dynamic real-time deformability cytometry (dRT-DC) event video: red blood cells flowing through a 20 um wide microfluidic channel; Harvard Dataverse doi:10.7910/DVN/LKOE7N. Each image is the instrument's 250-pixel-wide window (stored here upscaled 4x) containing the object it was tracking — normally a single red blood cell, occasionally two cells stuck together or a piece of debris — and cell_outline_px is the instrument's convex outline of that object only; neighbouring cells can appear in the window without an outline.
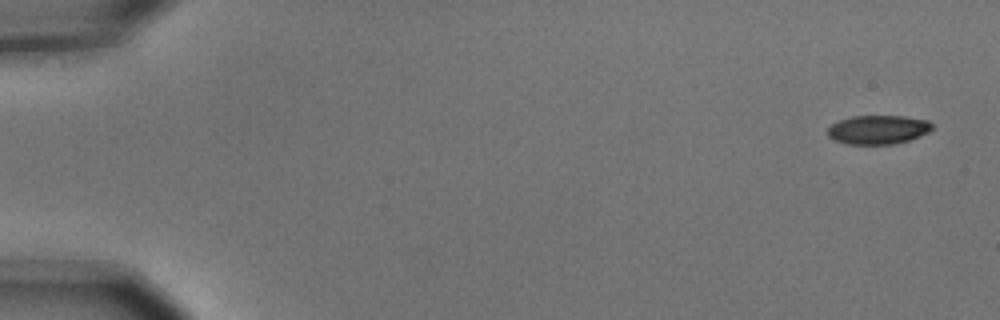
{"species": "common noctule bat (a hibernating species)", "species_latin": "Nyctalus noctula", "temperature_condition": "cold", "stored_images_in_passage": 6, "camera_frame_rate_fps": 3000, "um_per_image_px": 0.085, "animal": {"sex": "male", "body_mass_g": 15.6}, "frame": {"image": 1, "passage_image": 1, "time_ms": 0.0, "image_size_px": [1000, 320], "cell_outline_px": [[932, 128], [928, 132], [920, 136], [908, 140], [892, 144], [848, 144], [836, 140], [828, 136], [828, 128], [832, 124], [840, 120], [852, 116], [904, 116], [928, 120], [932, 124]], "centroid_in_image_um": [74.65, 11.01], "position_along_channel_um": 10.4, "area_um2": 17.46}}